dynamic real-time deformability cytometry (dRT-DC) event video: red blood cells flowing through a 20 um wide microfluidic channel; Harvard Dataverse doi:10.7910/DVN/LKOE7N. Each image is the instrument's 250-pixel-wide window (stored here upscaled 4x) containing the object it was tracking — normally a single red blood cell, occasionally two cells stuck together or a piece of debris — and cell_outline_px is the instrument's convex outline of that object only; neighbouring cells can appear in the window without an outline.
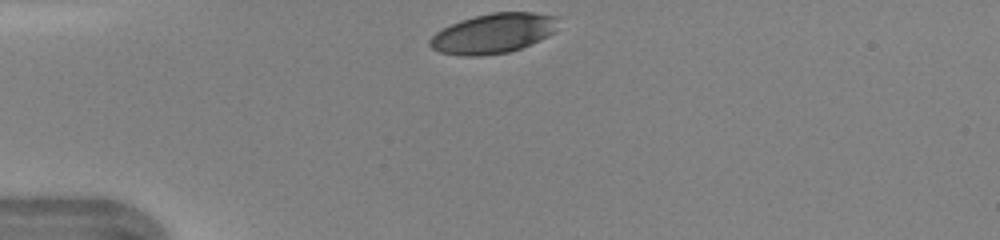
{"species": "human", "species_latin": "Homo sapiens", "temperature_condition": "warm", "stored_images_in_passage": 29, "camera_frame_rate_fps": 3000, "um_per_image_px": 0.085, "donor": {"sex": "female"}, "frame": {"image": 1, "passage_image": 1, "time_ms": 0.0, "image_size_px": [1000, 240], "cell_outline_px": [[560, 16], [556, 32], [540, 40], [520, 48], [508, 52], [480, 56], [460, 56], [440, 52], [432, 48], [428, 44], [428, 40], [436, 32], [460, 20], [492, 12], [532, 12]], "centroid_in_image_um": [41.96, 2.83], "position_along_channel_um": 43.0, "area_um2": 30.0}}
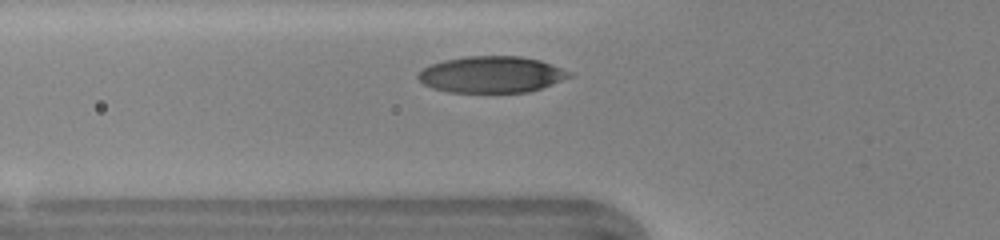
{"frame": {"image": 2, "passage_image": 6, "time_ms": 1.667, "image_size_px": [1000, 240], "cell_outline_px": [[576, 76], [528, 92], [448, 92], [432, 88], [424, 84], [416, 76], [416, 72], [432, 64], [444, 60], [468, 56], [520, 56], [540, 60], [572, 72]], "centroid_in_image_um": [41.8, 6.33], "position_along_channel_um": 84.0, "area_um2": 32.19}}
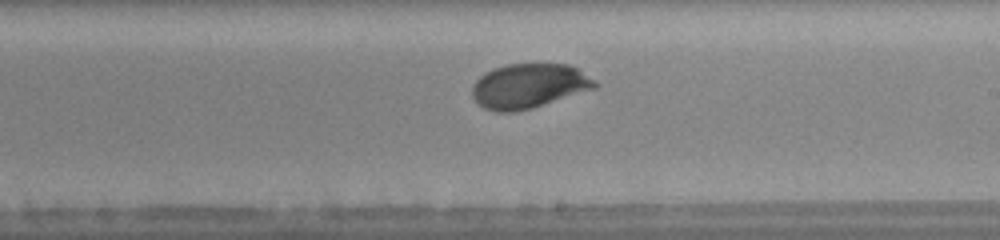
{"frame": {"image": 3, "passage_image": 17, "time_ms": 5.333, "image_size_px": [1000, 240], "cell_outline_px": [[600, 84], [596, 88], [532, 108], [516, 112], [496, 112], [484, 108], [472, 96], [472, 84], [484, 72], [492, 68], [508, 64], [568, 64], [576, 68], [596, 80]], "centroid_in_image_um": [44.95, 7.3], "position_along_channel_um": 244.1, "area_um2": 32.02}, "authors_computed_cell_mechanics": {"area_um2": 31.6166, "velocity_mm_per_s": 4.3515, "shape_relaxation_time_tau1_ms": 2.1531, "shape_relaxation_time_tau2_ms": null, "deformation_change_tau1": 0.1255, "deformation_change_tau2": null}}